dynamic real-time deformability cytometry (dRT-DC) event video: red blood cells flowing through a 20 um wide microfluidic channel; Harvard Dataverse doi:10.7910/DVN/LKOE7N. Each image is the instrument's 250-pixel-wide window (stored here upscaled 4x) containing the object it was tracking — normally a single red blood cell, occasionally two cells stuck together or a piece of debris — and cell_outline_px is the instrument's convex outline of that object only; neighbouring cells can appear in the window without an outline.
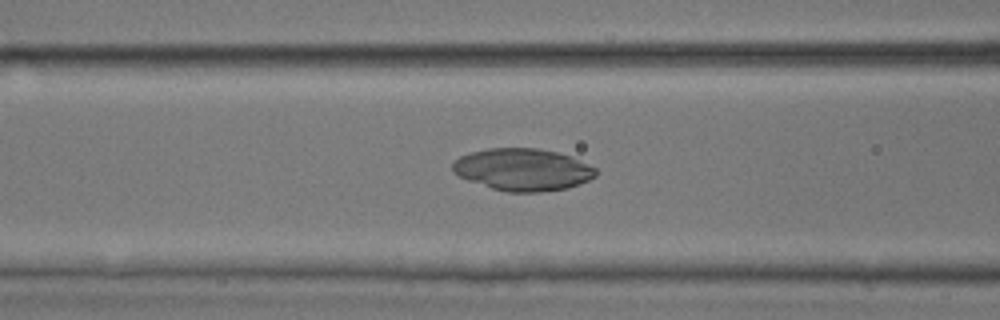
{"species": "common noctule bat (a hibernating species)", "species_latin": "Nyctalus noctula", "temperature_condition": "room temperature", "stored_images_in_passage": 41, "camera_frame_rate_fps": 3000, "um_per_image_px": 0.085, "animal": {"sex": "male", "body_mass_g": 17.9, "forearm_length_mm": 54.2}, "frame": {"image": 1, "passage_image": 17, "time_ms": 5.333, "image_size_px": [1000, 320], "cell_outline_px": [[596, 176], [588, 180], [568, 188], [540, 192], [508, 192], [492, 188], [468, 180], [452, 172], [452, 164], [460, 156], [472, 152], [488, 148], [540, 148], [556, 152], [568, 156], [596, 168]], "centroid_in_image_um": [44.41, 14.42], "position_along_channel_um": 122.2, "area_um2": 34.91}}
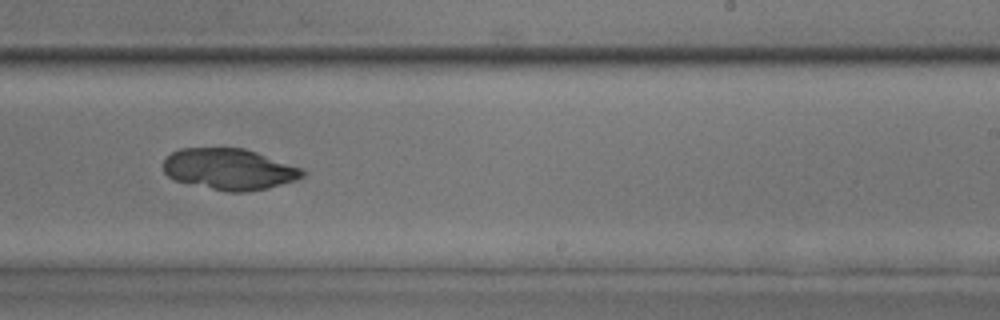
{"frame": {"image": 2, "passage_image": 27, "time_ms": 8.667, "image_size_px": [1000, 320], "cell_outline_px": [[308, 172], [304, 176], [296, 180], [268, 188], [244, 192], [228, 192], [176, 180], [168, 176], [164, 172], [164, 160], [172, 152], [180, 148], [244, 148], [304, 168]], "centroid_in_image_um": [19.54, 14.37], "position_along_channel_um": 269.5, "area_um2": 33.35}}
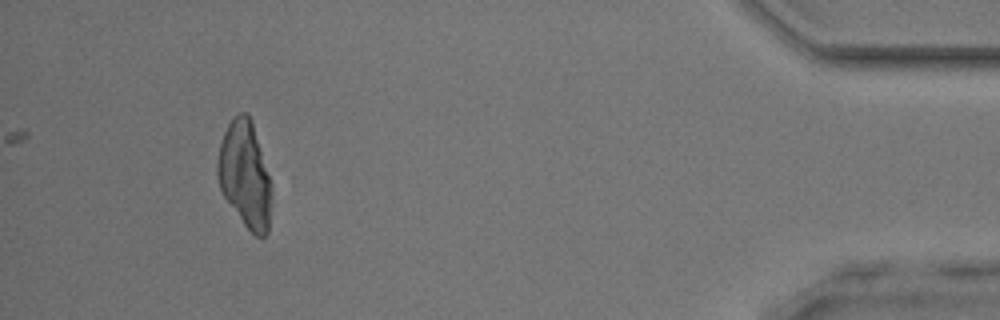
{"frame": {"image": 3, "passage_image": 41, "time_ms": 13.333, "image_size_px": [1000, 320], "cell_outline_px": [[268, 232], [264, 236], [256, 236], [244, 224], [224, 196], [220, 188], [216, 172], [216, 164], [220, 144], [224, 132], [232, 116], [240, 112], [244, 112], [252, 120], [268, 176]], "centroid_in_image_um": [20.75, 14.78], "position_along_channel_um": 414.5, "area_um2": 32.19}}